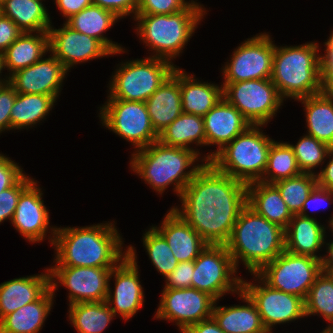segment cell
I'll return each mask as SVG.
<instances>
[{
    "label": "cell",
    "instance_id": "cell-29",
    "mask_svg": "<svg viewBox=\"0 0 333 333\" xmlns=\"http://www.w3.org/2000/svg\"><path fill=\"white\" fill-rule=\"evenodd\" d=\"M117 19L120 18L114 12L92 4L71 16L65 23L72 29L99 40L115 55L124 53V48L103 36V33L111 28Z\"/></svg>",
    "mask_w": 333,
    "mask_h": 333
},
{
    "label": "cell",
    "instance_id": "cell-11",
    "mask_svg": "<svg viewBox=\"0 0 333 333\" xmlns=\"http://www.w3.org/2000/svg\"><path fill=\"white\" fill-rule=\"evenodd\" d=\"M100 110L102 124L137 150L158 141L145 102L108 99Z\"/></svg>",
    "mask_w": 333,
    "mask_h": 333
},
{
    "label": "cell",
    "instance_id": "cell-3",
    "mask_svg": "<svg viewBox=\"0 0 333 333\" xmlns=\"http://www.w3.org/2000/svg\"><path fill=\"white\" fill-rule=\"evenodd\" d=\"M225 245L236 269L241 260L251 274L257 273L285 250V229L246 204Z\"/></svg>",
    "mask_w": 333,
    "mask_h": 333
},
{
    "label": "cell",
    "instance_id": "cell-6",
    "mask_svg": "<svg viewBox=\"0 0 333 333\" xmlns=\"http://www.w3.org/2000/svg\"><path fill=\"white\" fill-rule=\"evenodd\" d=\"M201 6L192 1L187 8L174 14L135 15L134 20L138 21L137 35L156 53L149 57L172 62L173 58L179 56L206 14Z\"/></svg>",
    "mask_w": 333,
    "mask_h": 333
},
{
    "label": "cell",
    "instance_id": "cell-24",
    "mask_svg": "<svg viewBox=\"0 0 333 333\" xmlns=\"http://www.w3.org/2000/svg\"><path fill=\"white\" fill-rule=\"evenodd\" d=\"M20 277L0 284V320L23 307L38 300L50 288V274Z\"/></svg>",
    "mask_w": 333,
    "mask_h": 333
},
{
    "label": "cell",
    "instance_id": "cell-16",
    "mask_svg": "<svg viewBox=\"0 0 333 333\" xmlns=\"http://www.w3.org/2000/svg\"><path fill=\"white\" fill-rule=\"evenodd\" d=\"M48 270L53 293L58 283L70 291L69 305L106 301L112 268L52 266Z\"/></svg>",
    "mask_w": 333,
    "mask_h": 333
},
{
    "label": "cell",
    "instance_id": "cell-23",
    "mask_svg": "<svg viewBox=\"0 0 333 333\" xmlns=\"http://www.w3.org/2000/svg\"><path fill=\"white\" fill-rule=\"evenodd\" d=\"M151 124L159 135L183 113L180 68H175L156 92L145 102Z\"/></svg>",
    "mask_w": 333,
    "mask_h": 333
},
{
    "label": "cell",
    "instance_id": "cell-35",
    "mask_svg": "<svg viewBox=\"0 0 333 333\" xmlns=\"http://www.w3.org/2000/svg\"><path fill=\"white\" fill-rule=\"evenodd\" d=\"M55 101L50 95L17 93L10 114L11 129L30 128L46 119Z\"/></svg>",
    "mask_w": 333,
    "mask_h": 333
},
{
    "label": "cell",
    "instance_id": "cell-54",
    "mask_svg": "<svg viewBox=\"0 0 333 333\" xmlns=\"http://www.w3.org/2000/svg\"><path fill=\"white\" fill-rule=\"evenodd\" d=\"M321 93L333 99V70H321Z\"/></svg>",
    "mask_w": 333,
    "mask_h": 333
},
{
    "label": "cell",
    "instance_id": "cell-43",
    "mask_svg": "<svg viewBox=\"0 0 333 333\" xmlns=\"http://www.w3.org/2000/svg\"><path fill=\"white\" fill-rule=\"evenodd\" d=\"M191 2L185 0H137L136 15L174 14L187 8Z\"/></svg>",
    "mask_w": 333,
    "mask_h": 333
},
{
    "label": "cell",
    "instance_id": "cell-38",
    "mask_svg": "<svg viewBox=\"0 0 333 333\" xmlns=\"http://www.w3.org/2000/svg\"><path fill=\"white\" fill-rule=\"evenodd\" d=\"M305 303V317L321 315L329 326L322 331L326 333L333 328V274L321 272L311 286Z\"/></svg>",
    "mask_w": 333,
    "mask_h": 333
},
{
    "label": "cell",
    "instance_id": "cell-21",
    "mask_svg": "<svg viewBox=\"0 0 333 333\" xmlns=\"http://www.w3.org/2000/svg\"><path fill=\"white\" fill-rule=\"evenodd\" d=\"M34 180L21 192L11 223L29 242H41L48 232L49 212Z\"/></svg>",
    "mask_w": 333,
    "mask_h": 333
},
{
    "label": "cell",
    "instance_id": "cell-49",
    "mask_svg": "<svg viewBox=\"0 0 333 333\" xmlns=\"http://www.w3.org/2000/svg\"><path fill=\"white\" fill-rule=\"evenodd\" d=\"M22 33L10 18L0 13V53H3Z\"/></svg>",
    "mask_w": 333,
    "mask_h": 333
},
{
    "label": "cell",
    "instance_id": "cell-46",
    "mask_svg": "<svg viewBox=\"0 0 333 333\" xmlns=\"http://www.w3.org/2000/svg\"><path fill=\"white\" fill-rule=\"evenodd\" d=\"M22 169L9 157L0 154V192L12 187L24 175Z\"/></svg>",
    "mask_w": 333,
    "mask_h": 333
},
{
    "label": "cell",
    "instance_id": "cell-20",
    "mask_svg": "<svg viewBox=\"0 0 333 333\" xmlns=\"http://www.w3.org/2000/svg\"><path fill=\"white\" fill-rule=\"evenodd\" d=\"M206 146L216 145L215 152L202 158L205 163L210 160L234 138L245 131L251 124L243 114L224 97L204 116Z\"/></svg>",
    "mask_w": 333,
    "mask_h": 333
},
{
    "label": "cell",
    "instance_id": "cell-13",
    "mask_svg": "<svg viewBox=\"0 0 333 333\" xmlns=\"http://www.w3.org/2000/svg\"><path fill=\"white\" fill-rule=\"evenodd\" d=\"M275 45L267 33L247 39L223 68V83L271 79Z\"/></svg>",
    "mask_w": 333,
    "mask_h": 333
},
{
    "label": "cell",
    "instance_id": "cell-4",
    "mask_svg": "<svg viewBox=\"0 0 333 333\" xmlns=\"http://www.w3.org/2000/svg\"><path fill=\"white\" fill-rule=\"evenodd\" d=\"M198 156L192 149L167 146L155 141L148 147L135 150L130 165L131 169L159 194H162L168 185L173 184L174 192L180 197L183 189L205 164H197L190 168L200 159Z\"/></svg>",
    "mask_w": 333,
    "mask_h": 333
},
{
    "label": "cell",
    "instance_id": "cell-26",
    "mask_svg": "<svg viewBox=\"0 0 333 333\" xmlns=\"http://www.w3.org/2000/svg\"><path fill=\"white\" fill-rule=\"evenodd\" d=\"M238 295L247 306H216L215 302L212 317L219 327L225 333H267L255 304L242 291Z\"/></svg>",
    "mask_w": 333,
    "mask_h": 333
},
{
    "label": "cell",
    "instance_id": "cell-41",
    "mask_svg": "<svg viewBox=\"0 0 333 333\" xmlns=\"http://www.w3.org/2000/svg\"><path fill=\"white\" fill-rule=\"evenodd\" d=\"M289 145L293 149L301 172L310 174H316L313 169L324 163L323 160L328 157L331 149L327 144L307 134L301 137L296 145Z\"/></svg>",
    "mask_w": 333,
    "mask_h": 333
},
{
    "label": "cell",
    "instance_id": "cell-55",
    "mask_svg": "<svg viewBox=\"0 0 333 333\" xmlns=\"http://www.w3.org/2000/svg\"><path fill=\"white\" fill-rule=\"evenodd\" d=\"M328 254L323 256L320 260L321 272L333 274V241L326 243ZM328 256V257H327Z\"/></svg>",
    "mask_w": 333,
    "mask_h": 333
},
{
    "label": "cell",
    "instance_id": "cell-22",
    "mask_svg": "<svg viewBox=\"0 0 333 333\" xmlns=\"http://www.w3.org/2000/svg\"><path fill=\"white\" fill-rule=\"evenodd\" d=\"M154 228L165 238L178 262L194 261L208 243L171 208Z\"/></svg>",
    "mask_w": 333,
    "mask_h": 333
},
{
    "label": "cell",
    "instance_id": "cell-2",
    "mask_svg": "<svg viewBox=\"0 0 333 333\" xmlns=\"http://www.w3.org/2000/svg\"><path fill=\"white\" fill-rule=\"evenodd\" d=\"M55 266L115 268L126 256L122 237L112 223L50 228Z\"/></svg>",
    "mask_w": 333,
    "mask_h": 333
},
{
    "label": "cell",
    "instance_id": "cell-42",
    "mask_svg": "<svg viewBox=\"0 0 333 333\" xmlns=\"http://www.w3.org/2000/svg\"><path fill=\"white\" fill-rule=\"evenodd\" d=\"M25 174L12 186L0 192V224L13 218L21 192L33 181Z\"/></svg>",
    "mask_w": 333,
    "mask_h": 333
},
{
    "label": "cell",
    "instance_id": "cell-48",
    "mask_svg": "<svg viewBox=\"0 0 333 333\" xmlns=\"http://www.w3.org/2000/svg\"><path fill=\"white\" fill-rule=\"evenodd\" d=\"M324 202V203H323ZM330 205V203H333V192L320 188L316 186L313 191L309 194L308 198L303 203V208L299 215L305 216V217H311L307 214V209H313V211L318 210L320 208H324L326 204ZM329 202V203H327ZM317 204V205H316ZM315 206V207H314Z\"/></svg>",
    "mask_w": 333,
    "mask_h": 333
},
{
    "label": "cell",
    "instance_id": "cell-32",
    "mask_svg": "<svg viewBox=\"0 0 333 333\" xmlns=\"http://www.w3.org/2000/svg\"><path fill=\"white\" fill-rule=\"evenodd\" d=\"M0 10L24 33L48 32L52 26L42 0H3Z\"/></svg>",
    "mask_w": 333,
    "mask_h": 333
},
{
    "label": "cell",
    "instance_id": "cell-27",
    "mask_svg": "<svg viewBox=\"0 0 333 333\" xmlns=\"http://www.w3.org/2000/svg\"><path fill=\"white\" fill-rule=\"evenodd\" d=\"M55 293L49 288L38 300L0 320V333H39L52 309Z\"/></svg>",
    "mask_w": 333,
    "mask_h": 333
},
{
    "label": "cell",
    "instance_id": "cell-18",
    "mask_svg": "<svg viewBox=\"0 0 333 333\" xmlns=\"http://www.w3.org/2000/svg\"><path fill=\"white\" fill-rule=\"evenodd\" d=\"M48 35L49 51L67 71L75 64L113 55L99 40L72 29L66 23L59 29L50 27Z\"/></svg>",
    "mask_w": 333,
    "mask_h": 333
},
{
    "label": "cell",
    "instance_id": "cell-33",
    "mask_svg": "<svg viewBox=\"0 0 333 333\" xmlns=\"http://www.w3.org/2000/svg\"><path fill=\"white\" fill-rule=\"evenodd\" d=\"M298 101L305 107L307 135L333 148V99L319 93Z\"/></svg>",
    "mask_w": 333,
    "mask_h": 333
},
{
    "label": "cell",
    "instance_id": "cell-12",
    "mask_svg": "<svg viewBox=\"0 0 333 333\" xmlns=\"http://www.w3.org/2000/svg\"><path fill=\"white\" fill-rule=\"evenodd\" d=\"M223 97L237 108L251 125H267L283 103L271 79L223 83Z\"/></svg>",
    "mask_w": 333,
    "mask_h": 333
},
{
    "label": "cell",
    "instance_id": "cell-5",
    "mask_svg": "<svg viewBox=\"0 0 333 333\" xmlns=\"http://www.w3.org/2000/svg\"><path fill=\"white\" fill-rule=\"evenodd\" d=\"M315 42L275 45L271 81L281 98L301 99L321 93V60Z\"/></svg>",
    "mask_w": 333,
    "mask_h": 333
},
{
    "label": "cell",
    "instance_id": "cell-30",
    "mask_svg": "<svg viewBox=\"0 0 333 333\" xmlns=\"http://www.w3.org/2000/svg\"><path fill=\"white\" fill-rule=\"evenodd\" d=\"M49 51L48 32L22 33L4 52V68L9 77L18 70L29 67L39 61Z\"/></svg>",
    "mask_w": 333,
    "mask_h": 333
},
{
    "label": "cell",
    "instance_id": "cell-37",
    "mask_svg": "<svg viewBox=\"0 0 333 333\" xmlns=\"http://www.w3.org/2000/svg\"><path fill=\"white\" fill-rule=\"evenodd\" d=\"M302 174L289 143H272L267 159V167L261 182L274 184L277 181L293 178Z\"/></svg>",
    "mask_w": 333,
    "mask_h": 333
},
{
    "label": "cell",
    "instance_id": "cell-40",
    "mask_svg": "<svg viewBox=\"0 0 333 333\" xmlns=\"http://www.w3.org/2000/svg\"><path fill=\"white\" fill-rule=\"evenodd\" d=\"M143 244L151 263L165 278L173 272L178 261L165 238L152 226L143 236Z\"/></svg>",
    "mask_w": 333,
    "mask_h": 333
},
{
    "label": "cell",
    "instance_id": "cell-17",
    "mask_svg": "<svg viewBox=\"0 0 333 333\" xmlns=\"http://www.w3.org/2000/svg\"><path fill=\"white\" fill-rule=\"evenodd\" d=\"M136 260L134 247H127V256L115 268H112L109 277V281L112 276L115 278V289L112 295L110 283H108L106 303L109 306L112 305L110 308L115 316L119 314L125 320L133 317L144 303V292L140 284Z\"/></svg>",
    "mask_w": 333,
    "mask_h": 333
},
{
    "label": "cell",
    "instance_id": "cell-7",
    "mask_svg": "<svg viewBox=\"0 0 333 333\" xmlns=\"http://www.w3.org/2000/svg\"><path fill=\"white\" fill-rule=\"evenodd\" d=\"M262 126L265 125H250L221 149L210 163L219 172L246 185L260 181L267 167L269 149L274 142L260 131Z\"/></svg>",
    "mask_w": 333,
    "mask_h": 333
},
{
    "label": "cell",
    "instance_id": "cell-34",
    "mask_svg": "<svg viewBox=\"0 0 333 333\" xmlns=\"http://www.w3.org/2000/svg\"><path fill=\"white\" fill-rule=\"evenodd\" d=\"M158 141L167 146L192 149L199 155L200 152L190 148L189 144L195 142L197 146H206L203 117L182 113L159 134Z\"/></svg>",
    "mask_w": 333,
    "mask_h": 333
},
{
    "label": "cell",
    "instance_id": "cell-39",
    "mask_svg": "<svg viewBox=\"0 0 333 333\" xmlns=\"http://www.w3.org/2000/svg\"><path fill=\"white\" fill-rule=\"evenodd\" d=\"M292 215L299 214L304 201L317 186L316 174L302 173L274 183Z\"/></svg>",
    "mask_w": 333,
    "mask_h": 333
},
{
    "label": "cell",
    "instance_id": "cell-53",
    "mask_svg": "<svg viewBox=\"0 0 333 333\" xmlns=\"http://www.w3.org/2000/svg\"><path fill=\"white\" fill-rule=\"evenodd\" d=\"M324 44L326 50L324 56H320L321 70H333V31Z\"/></svg>",
    "mask_w": 333,
    "mask_h": 333
},
{
    "label": "cell",
    "instance_id": "cell-47",
    "mask_svg": "<svg viewBox=\"0 0 333 333\" xmlns=\"http://www.w3.org/2000/svg\"><path fill=\"white\" fill-rule=\"evenodd\" d=\"M92 4L114 12L120 19L137 11V0H92Z\"/></svg>",
    "mask_w": 333,
    "mask_h": 333
},
{
    "label": "cell",
    "instance_id": "cell-1",
    "mask_svg": "<svg viewBox=\"0 0 333 333\" xmlns=\"http://www.w3.org/2000/svg\"><path fill=\"white\" fill-rule=\"evenodd\" d=\"M180 201V209H173L208 244H226L247 204V185L208 162L183 189Z\"/></svg>",
    "mask_w": 333,
    "mask_h": 333
},
{
    "label": "cell",
    "instance_id": "cell-15",
    "mask_svg": "<svg viewBox=\"0 0 333 333\" xmlns=\"http://www.w3.org/2000/svg\"><path fill=\"white\" fill-rule=\"evenodd\" d=\"M157 309V319L175 321L183 333L189 326L212 317L217 300L194 288H164Z\"/></svg>",
    "mask_w": 333,
    "mask_h": 333
},
{
    "label": "cell",
    "instance_id": "cell-28",
    "mask_svg": "<svg viewBox=\"0 0 333 333\" xmlns=\"http://www.w3.org/2000/svg\"><path fill=\"white\" fill-rule=\"evenodd\" d=\"M247 204L260 216L286 229L292 214L274 184L261 181L247 185Z\"/></svg>",
    "mask_w": 333,
    "mask_h": 333
},
{
    "label": "cell",
    "instance_id": "cell-8",
    "mask_svg": "<svg viewBox=\"0 0 333 333\" xmlns=\"http://www.w3.org/2000/svg\"><path fill=\"white\" fill-rule=\"evenodd\" d=\"M120 65L109 84L108 99L146 102L176 68L173 63L156 57Z\"/></svg>",
    "mask_w": 333,
    "mask_h": 333
},
{
    "label": "cell",
    "instance_id": "cell-57",
    "mask_svg": "<svg viewBox=\"0 0 333 333\" xmlns=\"http://www.w3.org/2000/svg\"><path fill=\"white\" fill-rule=\"evenodd\" d=\"M329 222V226H330V230H331V232L333 233V216L330 218V221H328Z\"/></svg>",
    "mask_w": 333,
    "mask_h": 333
},
{
    "label": "cell",
    "instance_id": "cell-31",
    "mask_svg": "<svg viewBox=\"0 0 333 333\" xmlns=\"http://www.w3.org/2000/svg\"><path fill=\"white\" fill-rule=\"evenodd\" d=\"M180 91L183 113L203 117L222 98L223 87L206 82H199L193 75L180 69Z\"/></svg>",
    "mask_w": 333,
    "mask_h": 333
},
{
    "label": "cell",
    "instance_id": "cell-45",
    "mask_svg": "<svg viewBox=\"0 0 333 333\" xmlns=\"http://www.w3.org/2000/svg\"><path fill=\"white\" fill-rule=\"evenodd\" d=\"M17 92L8 82L0 88V133L11 130L10 114Z\"/></svg>",
    "mask_w": 333,
    "mask_h": 333
},
{
    "label": "cell",
    "instance_id": "cell-50",
    "mask_svg": "<svg viewBox=\"0 0 333 333\" xmlns=\"http://www.w3.org/2000/svg\"><path fill=\"white\" fill-rule=\"evenodd\" d=\"M55 4L67 20L85 7L92 5V0H55Z\"/></svg>",
    "mask_w": 333,
    "mask_h": 333
},
{
    "label": "cell",
    "instance_id": "cell-19",
    "mask_svg": "<svg viewBox=\"0 0 333 333\" xmlns=\"http://www.w3.org/2000/svg\"><path fill=\"white\" fill-rule=\"evenodd\" d=\"M43 57L33 65L18 70L9 77V83L17 93L45 94L55 100L59 96L67 70L53 55Z\"/></svg>",
    "mask_w": 333,
    "mask_h": 333
},
{
    "label": "cell",
    "instance_id": "cell-44",
    "mask_svg": "<svg viewBox=\"0 0 333 333\" xmlns=\"http://www.w3.org/2000/svg\"><path fill=\"white\" fill-rule=\"evenodd\" d=\"M194 261L179 262L176 268L165 279L164 288H192Z\"/></svg>",
    "mask_w": 333,
    "mask_h": 333
},
{
    "label": "cell",
    "instance_id": "cell-52",
    "mask_svg": "<svg viewBox=\"0 0 333 333\" xmlns=\"http://www.w3.org/2000/svg\"><path fill=\"white\" fill-rule=\"evenodd\" d=\"M183 333H225L213 317L189 326Z\"/></svg>",
    "mask_w": 333,
    "mask_h": 333
},
{
    "label": "cell",
    "instance_id": "cell-58",
    "mask_svg": "<svg viewBox=\"0 0 333 333\" xmlns=\"http://www.w3.org/2000/svg\"><path fill=\"white\" fill-rule=\"evenodd\" d=\"M326 333H333V328L331 330H329L328 332H326Z\"/></svg>",
    "mask_w": 333,
    "mask_h": 333
},
{
    "label": "cell",
    "instance_id": "cell-25",
    "mask_svg": "<svg viewBox=\"0 0 333 333\" xmlns=\"http://www.w3.org/2000/svg\"><path fill=\"white\" fill-rule=\"evenodd\" d=\"M324 227L313 217L293 215L285 229V250L321 260L322 256L316 254L325 244L326 228Z\"/></svg>",
    "mask_w": 333,
    "mask_h": 333
},
{
    "label": "cell",
    "instance_id": "cell-36",
    "mask_svg": "<svg viewBox=\"0 0 333 333\" xmlns=\"http://www.w3.org/2000/svg\"><path fill=\"white\" fill-rule=\"evenodd\" d=\"M68 313L78 333H102L116 317L106 301L71 304Z\"/></svg>",
    "mask_w": 333,
    "mask_h": 333
},
{
    "label": "cell",
    "instance_id": "cell-10",
    "mask_svg": "<svg viewBox=\"0 0 333 333\" xmlns=\"http://www.w3.org/2000/svg\"><path fill=\"white\" fill-rule=\"evenodd\" d=\"M236 270L225 244H208L194 260L192 288L216 300L229 291L238 294L242 279L234 276Z\"/></svg>",
    "mask_w": 333,
    "mask_h": 333
},
{
    "label": "cell",
    "instance_id": "cell-9",
    "mask_svg": "<svg viewBox=\"0 0 333 333\" xmlns=\"http://www.w3.org/2000/svg\"><path fill=\"white\" fill-rule=\"evenodd\" d=\"M320 273L319 259L284 250L256 274L270 287L305 300Z\"/></svg>",
    "mask_w": 333,
    "mask_h": 333
},
{
    "label": "cell",
    "instance_id": "cell-51",
    "mask_svg": "<svg viewBox=\"0 0 333 333\" xmlns=\"http://www.w3.org/2000/svg\"><path fill=\"white\" fill-rule=\"evenodd\" d=\"M328 156V158L331 156L332 159L330 158L325 168L316 174L317 186L333 192V148L330 149Z\"/></svg>",
    "mask_w": 333,
    "mask_h": 333
},
{
    "label": "cell",
    "instance_id": "cell-14",
    "mask_svg": "<svg viewBox=\"0 0 333 333\" xmlns=\"http://www.w3.org/2000/svg\"><path fill=\"white\" fill-rule=\"evenodd\" d=\"M259 285L242 279L241 291L255 304L267 332L277 324L289 323L305 316L304 299L267 285L256 273Z\"/></svg>",
    "mask_w": 333,
    "mask_h": 333
},
{
    "label": "cell",
    "instance_id": "cell-56",
    "mask_svg": "<svg viewBox=\"0 0 333 333\" xmlns=\"http://www.w3.org/2000/svg\"><path fill=\"white\" fill-rule=\"evenodd\" d=\"M4 69L5 68H4L3 53H0V74L2 73L1 71L4 70ZM6 78H7L6 80L4 78H3V80L0 79V83H8L9 82V77H6Z\"/></svg>",
    "mask_w": 333,
    "mask_h": 333
}]
</instances>
